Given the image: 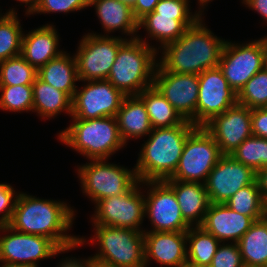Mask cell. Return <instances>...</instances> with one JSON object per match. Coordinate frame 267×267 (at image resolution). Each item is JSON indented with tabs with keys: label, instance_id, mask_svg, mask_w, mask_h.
<instances>
[{
	"label": "cell",
	"instance_id": "1",
	"mask_svg": "<svg viewBox=\"0 0 267 267\" xmlns=\"http://www.w3.org/2000/svg\"><path fill=\"white\" fill-rule=\"evenodd\" d=\"M74 210L66 203L39 199L20 192L9 226L16 231L48 237L63 252L86 242L84 237L67 235L74 220Z\"/></svg>",
	"mask_w": 267,
	"mask_h": 267
},
{
	"label": "cell",
	"instance_id": "2",
	"mask_svg": "<svg viewBox=\"0 0 267 267\" xmlns=\"http://www.w3.org/2000/svg\"><path fill=\"white\" fill-rule=\"evenodd\" d=\"M201 17L176 41L161 50L158 64L171 73L199 75L207 69L218 67L225 40L214 36Z\"/></svg>",
	"mask_w": 267,
	"mask_h": 267
},
{
	"label": "cell",
	"instance_id": "3",
	"mask_svg": "<svg viewBox=\"0 0 267 267\" xmlns=\"http://www.w3.org/2000/svg\"><path fill=\"white\" fill-rule=\"evenodd\" d=\"M196 127L185 120L178 126L152 129L134 166L138 180L169 179L177 169L188 135Z\"/></svg>",
	"mask_w": 267,
	"mask_h": 267
},
{
	"label": "cell",
	"instance_id": "4",
	"mask_svg": "<svg viewBox=\"0 0 267 267\" xmlns=\"http://www.w3.org/2000/svg\"><path fill=\"white\" fill-rule=\"evenodd\" d=\"M160 47L140 38L127 39L117 52L107 80L125 96L138 95L153 86Z\"/></svg>",
	"mask_w": 267,
	"mask_h": 267
},
{
	"label": "cell",
	"instance_id": "5",
	"mask_svg": "<svg viewBox=\"0 0 267 267\" xmlns=\"http://www.w3.org/2000/svg\"><path fill=\"white\" fill-rule=\"evenodd\" d=\"M58 139L89 160L108 159L125 146L117 126L116 117L72 119Z\"/></svg>",
	"mask_w": 267,
	"mask_h": 267
},
{
	"label": "cell",
	"instance_id": "6",
	"mask_svg": "<svg viewBox=\"0 0 267 267\" xmlns=\"http://www.w3.org/2000/svg\"><path fill=\"white\" fill-rule=\"evenodd\" d=\"M90 242H98L99 251L92 258L116 267H145L144 231L106 225H93Z\"/></svg>",
	"mask_w": 267,
	"mask_h": 267
},
{
	"label": "cell",
	"instance_id": "7",
	"mask_svg": "<svg viewBox=\"0 0 267 267\" xmlns=\"http://www.w3.org/2000/svg\"><path fill=\"white\" fill-rule=\"evenodd\" d=\"M222 156L211 134L203 126H197L185 141L177 169L169 179L164 181L205 184L209 173Z\"/></svg>",
	"mask_w": 267,
	"mask_h": 267
},
{
	"label": "cell",
	"instance_id": "8",
	"mask_svg": "<svg viewBox=\"0 0 267 267\" xmlns=\"http://www.w3.org/2000/svg\"><path fill=\"white\" fill-rule=\"evenodd\" d=\"M90 161L78 166L77 171L82 192L95 203L103 198L123 195L139 182L134 168L130 170L107 163L106 159Z\"/></svg>",
	"mask_w": 267,
	"mask_h": 267
},
{
	"label": "cell",
	"instance_id": "9",
	"mask_svg": "<svg viewBox=\"0 0 267 267\" xmlns=\"http://www.w3.org/2000/svg\"><path fill=\"white\" fill-rule=\"evenodd\" d=\"M265 54L266 36L241 45L225 42L218 67L237 94L251 77L265 68Z\"/></svg>",
	"mask_w": 267,
	"mask_h": 267
},
{
	"label": "cell",
	"instance_id": "10",
	"mask_svg": "<svg viewBox=\"0 0 267 267\" xmlns=\"http://www.w3.org/2000/svg\"><path fill=\"white\" fill-rule=\"evenodd\" d=\"M88 33L83 36L74 55L79 81L104 80L109 76L119 47L127 38Z\"/></svg>",
	"mask_w": 267,
	"mask_h": 267
},
{
	"label": "cell",
	"instance_id": "11",
	"mask_svg": "<svg viewBox=\"0 0 267 267\" xmlns=\"http://www.w3.org/2000/svg\"><path fill=\"white\" fill-rule=\"evenodd\" d=\"M138 182L130 191L123 195L103 198L96 203L94 216L91 217L94 225H106L135 231L140 229L145 215V195L141 192Z\"/></svg>",
	"mask_w": 267,
	"mask_h": 267
},
{
	"label": "cell",
	"instance_id": "12",
	"mask_svg": "<svg viewBox=\"0 0 267 267\" xmlns=\"http://www.w3.org/2000/svg\"><path fill=\"white\" fill-rule=\"evenodd\" d=\"M0 262L26 264L38 267L39 260L64 253L48 237L31 235L14 230L9 225H0ZM11 233V234H9Z\"/></svg>",
	"mask_w": 267,
	"mask_h": 267
},
{
	"label": "cell",
	"instance_id": "13",
	"mask_svg": "<svg viewBox=\"0 0 267 267\" xmlns=\"http://www.w3.org/2000/svg\"><path fill=\"white\" fill-rule=\"evenodd\" d=\"M147 188L145 215L152 230L144 232H187L191 227L182 217L174 190L165 181L142 182Z\"/></svg>",
	"mask_w": 267,
	"mask_h": 267
},
{
	"label": "cell",
	"instance_id": "14",
	"mask_svg": "<svg viewBox=\"0 0 267 267\" xmlns=\"http://www.w3.org/2000/svg\"><path fill=\"white\" fill-rule=\"evenodd\" d=\"M72 99V119L115 117L125 95L107 79L85 81Z\"/></svg>",
	"mask_w": 267,
	"mask_h": 267
},
{
	"label": "cell",
	"instance_id": "15",
	"mask_svg": "<svg viewBox=\"0 0 267 267\" xmlns=\"http://www.w3.org/2000/svg\"><path fill=\"white\" fill-rule=\"evenodd\" d=\"M153 86L185 120L196 126V107L199 93L198 75L171 73L157 64Z\"/></svg>",
	"mask_w": 267,
	"mask_h": 267
},
{
	"label": "cell",
	"instance_id": "16",
	"mask_svg": "<svg viewBox=\"0 0 267 267\" xmlns=\"http://www.w3.org/2000/svg\"><path fill=\"white\" fill-rule=\"evenodd\" d=\"M198 79L196 126H204L214 116L235 105L237 93L229 86L219 67L203 71Z\"/></svg>",
	"mask_w": 267,
	"mask_h": 267
},
{
	"label": "cell",
	"instance_id": "17",
	"mask_svg": "<svg viewBox=\"0 0 267 267\" xmlns=\"http://www.w3.org/2000/svg\"><path fill=\"white\" fill-rule=\"evenodd\" d=\"M255 181L256 172L252 168L231 155H223L205 182L209 202L225 204L238 190Z\"/></svg>",
	"mask_w": 267,
	"mask_h": 267
},
{
	"label": "cell",
	"instance_id": "18",
	"mask_svg": "<svg viewBox=\"0 0 267 267\" xmlns=\"http://www.w3.org/2000/svg\"><path fill=\"white\" fill-rule=\"evenodd\" d=\"M214 138L223 155H230L252 135L251 109L236 103L203 126Z\"/></svg>",
	"mask_w": 267,
	"mask_h": 267
},
{
	"label": "cell",
	"instance_id": "19",
	"mask_svg": "<svg viewBox=\"0 0 267 267\" xmlns=\"http://www.w3.org/2000/svg\"><path fill=\"white\" fill-rule=\"evenodd\" d=\"M186 232H144L145 267L154 259L161 266L187 265Z\"/></svg>",
	"mask_w": 267,
	"mask_h": 267
},
{
	"label": "cell",
	"instance_id": "20",
	"mask_svg": "<svg viewBox=\"0 0 267 267\" xmlns=\"http://www.w3.org/2000/svg\"><path fill=\"white\" fill-rule=\"evenodd\" d=\"M254 222L252 217L237 213L225 204L210 203L200 226L221 243L229 240L238 243Z\"/></svg>",
	"mask_w": 267,
	"mask_h": 267
},
{
	"label": "cell",
	"instance_id": "21",
	"mask_svg": "<svg viewBox=\"0 0 267 267\" xmlns=\"http://www.w3.org/2000/svg\"><path fill=\"white\" fill-rule=\"evenodd\" d=\"M59 35L51 24L23 34L21 56L37 70L64 51H59Z\"/></svg>",
	"mask_w": 267,
	"mask_h": 267
},
{
	"label": "cell",
	"instance_id": "22",
	"mask_svg": "<svg viewBox=\"0 0 267 267\" xmlns=\"http://www.w3.org/2000/svg\"><path fill=\"white\" fill-rule=\"evenodd\" d=\"M165 182L174 190L184 220L190 226H200L210 204L205 184L186 181Z\"/></svg>",
	"mask_w": 267,
	"mask_h": 267
},
{
	"label": "cell",
	"instance_id": "23",
	"mask_svg": "<svg viewBox=\"0 0 267 267\" xmlns=\"http://www.w3.org/2000/svg\"><path fill=\"white\" fill-rule=\"evenodd\" d=\"M115 117L125 145L127 140L149 135L153 129L145 104L138 95L125 96Z\"/></svg>",
	"mask_w": 267,
	"mask_h": 267
},
{
	"label": "cell",
	"instance_id": "24",
	"mask_svg": "<svg viewBox=\"0 0 267 267\" xmlns=\"http://www.w3.org/2000/svg\"><path fill=\"white\" fill-rule=\"evenodd\" d=\"M89 6H94L96 14L105 33L121 30L122 34L137 38L138 21L132 8L118 0H89Z\"/></svg>",
	"mask_w": 267,
	"mask_h": 267
},
{
	"label": "cell",
	"instance_id": "25",
	"mask_svg": "<svg viewBox=\"0 0 267 267\" xmlns=\"http://www.w3.org/2000/svg\"><path fill=\"white\" fill-rule=\"evenodd\" d=\"M37 76L56 89L65 92L73 99L76 89L77 63L75 56L70 57L65 51L40 67Z\"/></svg>",
	"mask_w": 267,
	"mask_h": 267
},
{
	"label": "cell",
	"instance_id": "26",
	"mask_svg": "<svg viewBox=\"0 0 267 267\" xmlns=\"http://www.w3.org/2000/svg\"><path fill=\"white\" fill-rule=\"evenodd\" d=\"M33 111L42 118H53L60 112L72 114V99L63 91L42 81L38 76L32 84Z\"/></svg>",
	"mask_w": 267,
	"mask_h": 267
},
{
	"label": "cell",
	"instance_id": "27",
	"mask_svg": "<svg viewBox=\"0 0 267 267\" xmlns=\"http://www.w3.org/2000/svg\"><path fill=\"white\" fill-rule=\"evenodd\" d=\"M198 20H175V16L158 15L154 11L138 22L139 29H146L149 38L156 39L161 48L178 40Z\"/></svg>",
	"mask_w": 267,
	"mask_h": 267
},
{
	"label": "cell",
	"instance_id": "28",
	"mask_svg": "<svg viewBox=\"0 0 267 267\" xmlns=\"http://www.w3.org/2000/svg\"><path fill=\"white\" fill-rule=\"evenodd\" d=\"M238 245L245 267H267V215L252 224Z\"/></svg>",
	"mask_w": 267,
	"mask_h": 267
},
{
	"label": "cell",
	"instance_id": "29",
	"mask_svg": "<svg viewBox=\"0 0 267 267\" xmlns=\"http://www.w3.org/2000/svg\"><path fill=\"white\" fill-rule=\"evenodd\" d=\"M138 96L145 104L153 129L178 126L185 121L181 114L154 86L144 89Z\"/></svg>",
	"mask_w": 267,
	"mask_h": 267
},
{
	"label": "cell",
	"instance_id": "30",
	"mask_svg": "<svg viewBox=\"0 0 267 267\" xmlns=\"http://www.w3.org/2000/svg\"><path fill=\"white\" fill-rule=\"evenodd\" d=\"M187 265L195 267H209L216 253L220 241L201 226H191L186 232Z\"/></svg>",
	"mask_w": 267,
	"mask_h": 267
},
{
	"label": "cell",
	"instance_id": "31",
	"mask_svg": "<svg viewBox=\"0 0 267 267\" xmlns=\"http://www.w3.org/2000/svg\"><path fill=\"white\" fill-rule=\"evenodd\" d=\"M225 205L237 213L252 217L255 221L267 215V205L257 181L238 190Z\"/></svg>",
	"mask_w": 267,
	"mask_h": 267
},
{
	"label": "cell",
	"instance_id": "32",
	"mask_svg": "<svg viewBox=\"0 0 267 267\" xmlns=\"http://www.w3.org/2000/svg\"><path fill=\"white\" fill-rule=\"evenodd\" d=\"M14 8L0 17V62L21 54L23 31Z\"/></svg>",
	"mask_w": 267,
	"mask_h": 267
},
{
	"label": "cell",
	"instance_id": "33",
	"mask_svg": "<svg viewBox=\"0 0 267 267\" xmlns=\"http://www.w3.org/2000/svg\"><path fill=\"white\" fill-rule=\"evenodd\" d=\"M37 69L21 55L0 62V86L32 85Z\"/></svg>",
	"mask_w": 267,
	"mask_h": 267
},
{
	"label": "cell",
	"instance_id": "34",
	"mask_svg": "<svg viewBox=\"0 0 267 267\" xmlns=\"http://www.w3.org/2000/svg\"><path fill=\"white\" fill-rule=\"evenodd\" d=\"M230 155L236 161L241 162L257 172L267 166V139L251 135Z\"/></svg>",
	"mask_w": 267,
	"mask_h": 267
},
{
	"label": "cell",
	"instance_id": "35",
	"mask_svg": "<svg viewBox=\"0 0 267 267\" xmlns=\"http://www.w3.org/2000/svg\"><path fill=\"white\" fill-rule=\"evenodd\" d=\"M237 103L250 109L267 107V69L251 77L237 94Z\"/></svg>",
	"mask_w": 267,
	"mask_h": 267
},
{
	"label": "cell",
	"instance_id": "36",
	"mask_svg": "<svg viewBox=\"0 0 267 267\" xmlns=\"http://www.w3.org/2000/svg\"><path fill=\"white\" fill-rule=\"evenodd\" d=\"M0 109L3 111L33 112L32 85L0 86Z\"/></svg>",
	"mask_w": 267,
	"mask_h": 267
},
{
	"label": "cell",
	"instance_id": "37",
	"mask_svg": "<svg viewBox=\"0 0 267 267\" xmlns=\"http://www.w3.org/2000/svg\"><path fill=\"white\" fill-rule=\"evenodd\" d=\"M188 0H160L154 8L158 15L175 16V20H199L201 11L190 12Z\"/></svg>",
	"mask_w": 267,
	"mask_h": 267
},
{
	"label": "cell",
	"instance_id": "38",
	"mask_svg": "<svg viewBox=\"0 0 267 267\" xmlns=\"http://www.w3.org/2000/svg\"><path fill=\"white\" fill-rule=\"evenodd\" d=\"M89 7V0H37L36 6L29 14L69 13Z\"/></svg>",
	"mask_w": 267,
	"mask_h": 267
},
{
	"label": "cell",
	"instance_id": "39",
	"mask_svg": "<svg viewBox=\"0 0 267 267\" xmlns=\"http://www.w3.org/2000/svg\"><path fill=\"white\" fill-rule=\"evenodd\" d=\"M209 267H245L238 243H220Z\"/></svg>",
	"mask_w": 267,
	"mask_h": 267
},
{
	"label": "cell",
	"instance_id": "40",
	"mask_svg": "<svg viewBox=\"0 0 267 267\" xmlns=\"http://www.w3.org/2000/svg\"><path fill=\"white\" fill-rule=\"evenodd\" d=\"M18 195L11 185L0 183V213H3L0 225H8L11 221Z\"/></svg>",
	"mask_w": 267,
	"mask_h": 267
},
{
	"label": "cell",
	"instance_id": "41",
	"mask_svg": "<svg viewBox=\"0 0 267 267\" xmlns=\"http://www.w3.org/2000/svg\"><path fill=\"white\" fill-rule=\"evenodd\" d=\"M252 135L267 139V108L251 109Z\"/></svg>",
	"mask_w": 267,
	"mask_h": 267
},
{
	"label": "cell",
	"instance_id": "42",
	"mask_svg": "<svg viewBox=\"0 0 267 267\" xmlns=\"http://www.w3.org/2000/svg\"><path fill=\"white\" fill-rule=\"evenodd\" d=\"M160 0H137L136 4L132 7L133 15L139 22L147 14L154 11L155 6Z\"/></svg>",
	"mask_w": 267,
	"mask_h": 267
},
{
	"label": "cell",
	"instance_id": "43",
	"mask_svg": "<svg viewBox=\"0 0 267 267\" xmlns=\"http://www.w3.org/2000/svg\"><path fill=\"white\" fill-rule=\"evenodd\" d=\"M252 10L259 13L267 23V0H242Z\"/></svg>",
	"mask_w": 267,
	"mask_h": 267
},
{
	"label": "cell",
	"instance_id": "44",
	"mask_svg": "<svg viewBox=\"0 0 267 267\" xmlns=\"http://www.w3.org/2000/svg\"><path fill=\"white\" fill-rule=\"evenodd\" d=\"M256 181L260 189L261 196L267 205V166L256 172Z\"/></svg>",
	"mask_w": 267,
	"mask_h": 267
},
{
	"label": "cell",
	"instance_id": "45",
	"mask_svg": "<svg viewBox=\"0 0 267 267\" xmlns=\"http://www.w3.org/2000/svg\"><path fill=\"white\" fill-rule=\"evenodd\" d=\"M74 258V259H73ZM71 257L69 259H65L60 261V265H57V267H88V262L86 259H77L75 257Z\"/></svg>",
	"mask_w": 267,
	"mask_h": 267
},
{
	"label": "cell",
	"instance_id": "46",
	"mask_svg": "<svg viewBox=\"0 0 267 267\" xmlns=\"http://www.w3.org/2000/svg\"><path fill=\"white\" fill-rule=\"evenodd\" d=\"M86 260L88 262V267H116V266H113L112 264L102 262L92 257H89Z\"/></svg>",
	"mask_w": 267,
	"mask_h": 267
},
{
	"label": "cell",
	"instance_id": "47",
	"mask_svg": "<svg viewBox=\"0 0 267 267\" xmlns=\"http://www.w3.org/2000/svg\"><path fill=\"white\" fill-rule=\"evenodd\" d=\"M17 1H20L21 3L28 5L27 6L28 8L26 9V13H25L27 15H29L33 11L37 3V0H17Z\"/></svg>",
	"mask_w": 267,
	"mask_h": 267
},
{
	"label": "cell",
	"instance_id": "48",
	"mask_svg": "<svg viewBox=\"0 0 267 267\" xmlns=\"http://www.w3.org/2000/svg\"><path fill=\"white\" fill-rule=\"evenodd\" d=\"M1 267H34V266L26 265V264H13V263L3 262Z\"/></svg>",
	"mask_w": 267,
	"mask_h": 267
},
{
	"label": "cell",
	"instance_id": "49",
	"mask_svg": "<svg viewBox=\"0 0 267 267\" xmlns=\"http://www.w3.org/2000/svg\"><path fill=\"white\" fill-rule=\"evenodd\" d=\"M118 1H120V2H122V3H124V4H126V5H128L129 7H133L135 4H136V2H137V0H118Z\"/></svg>",
	"mask_w": 267,
	"mask_h": 267
},
{
	"label": "cell",
	"instance_id": "50",
	"mask_svg": "<svg viewBox=\"0 0 267 267\" xmlns=\"http://www.w3.org/2000/svg\"><path fill=\"white\" fill-rule=\"evenodd\" d=\"M199 1V5H200V11L201 12H203L204 11V8H205V6H206V4H208L211 0H198ZM202 9H203V11H202Z\"/></svg>",
	"mask_w": 267,
	"mask_h": 267
},
{
	"label": "cell",
	"instance_id": "51",
	"mask_svg": "<svg viewBox=\"0 0 267 267\" xmlns=\"http://www.w3.org/2000/svg\"><path fill=\"white\" fill-rule=\"evenodd\" d=\"M265 68L267 69V36H266Z\"/></svg>",
	"mask_w": 267,
	"mask_h": 267
}]
</instances>
